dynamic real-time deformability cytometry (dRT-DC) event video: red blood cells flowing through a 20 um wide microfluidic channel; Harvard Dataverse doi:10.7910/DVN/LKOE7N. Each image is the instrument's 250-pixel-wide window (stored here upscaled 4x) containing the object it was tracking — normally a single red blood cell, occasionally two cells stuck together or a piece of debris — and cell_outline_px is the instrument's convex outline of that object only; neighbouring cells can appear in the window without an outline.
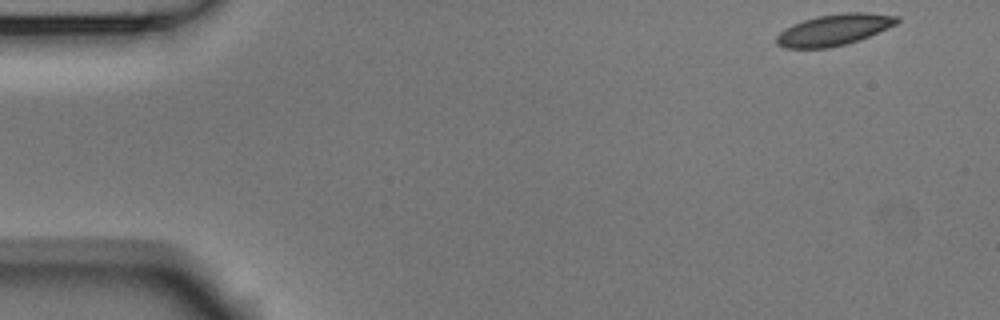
{"species": "Egyptian fruit bat (a non-hibernating species)", "species_latin": "Rousettus aegyptiacus", "temperature_condition": "room temperature", "stored_images_in_passage": 52, "camera_frame_rate_fps": 3000, "um_per_image_px": 0.085, "animal": {"sex": "male"}, "frame": {"image": 1, "passage_image": 1, "time_ms": 0.0, "image_size_px": [1000, 320], "cell_outline_px": [[900, 20], [896, 24], [860, 40], [828, 48], [784, 48], [776, 44], [776, 36], [784, 28], [792, 24], [816, 16], [840, 12], [868, 12], [900, 16]], "centroid_in_image_um": [70.89, 2.52], "position_along_channel_um": 14.1, "area_um2": 22.14}}
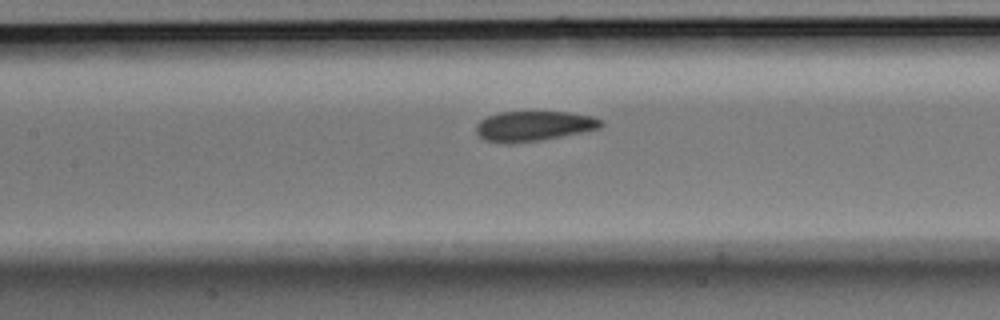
{"frame": {"image": 2, "passage_image": 22, "time_ms": 7.0, "image_size_px": [1000, 320], "cell_outline_px": [[604, 124], [600, 128], [540, 140], [508, 144], [484, 140], [476, 132], [476, 124], [480, 120], [488, 116], [500, 112], [568, 112], [592, 116], [600, 120]], "centroid_in_image_um": [45.33, 10.71], "position_along_channel_um": 162.1, "area_um2": 21.68}}
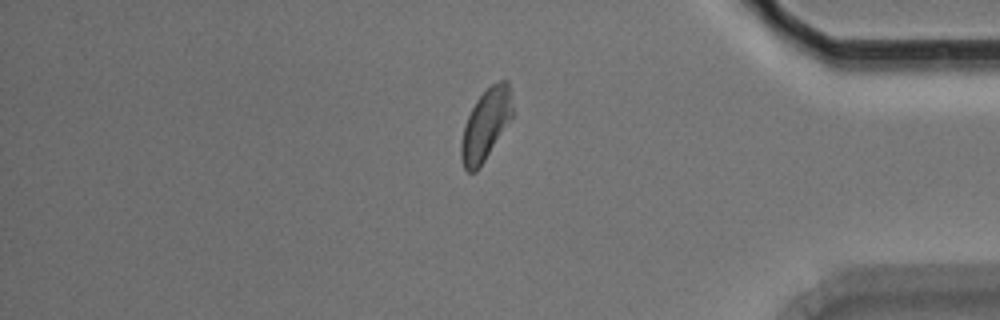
{"frame": {"image": 3, "passage_image": 43, "time_ms": 14.0, "image_size_px": [1000, 320], "cell_outline_px": [[512, 116], [484, 160], [476, 172], [468, 172], [464, 168], [460, 156], [460, 144], [464, 128], [468, 116], [476, 100], [492, 84], [500, 80], [508, 80], [512, 108]], "centroid_in_image_um": [41.26, 10.6], "position_along_channel_um": 393.9, "area_um2": 20.63}, "authors_computed_cell_mechanics": {"area_um2": 22.1085, "velocity_mm_per_s": 3.6912, "shape_relaxation_time_tau1_ms": 4.7491, "shape_relaxation_time_tau2_ms": 3.976, "deformation_change_tau1": 0.1113, "deformation_change_tau2": 0.0927}}